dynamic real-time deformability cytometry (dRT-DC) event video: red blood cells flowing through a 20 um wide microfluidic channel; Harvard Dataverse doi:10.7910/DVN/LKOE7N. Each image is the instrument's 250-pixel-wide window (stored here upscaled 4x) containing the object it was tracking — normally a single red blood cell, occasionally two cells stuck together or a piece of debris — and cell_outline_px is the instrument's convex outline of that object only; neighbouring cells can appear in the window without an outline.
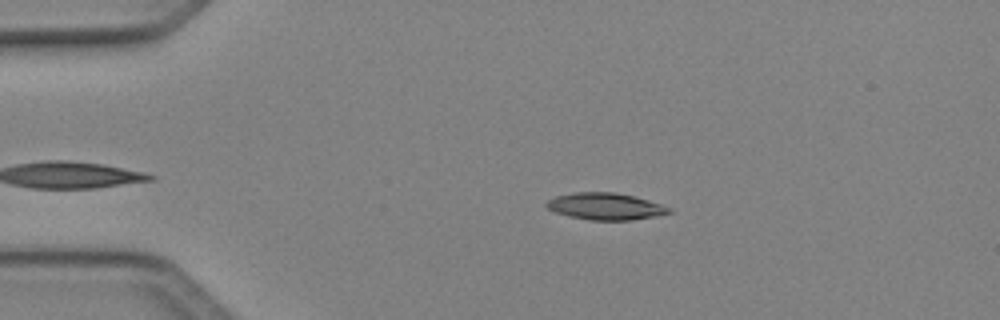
{"species": "Egyptian fruit bat (a non-hibernating species)", "species_latin": "Rousettus aegyptiacus", "temperature_condition": "cold", "stored_images_in_passage": 40, "camera_frame_rate_fps": 3000, "um_per_image_px": 0.085, "animal": {"sex": "female"}, "frame": {"image": 1, "passage_image": 6, "time_ms": 1.667, "image_size_px": [1000, 320], "cell_outline_px": [[672, 212], [656, 216], [632, 220], [588, 220], [568, 216], [556, 212], [548, 208], [544, 204], [548, 200], [556, 196], [576, 192], [612, 192], [632, 196], [648, 200], [672, 208]], "centroid_in_image_um": [51.46, 17.55], "position_along_channel_um": 33.5, "area_um2": 19.07}}
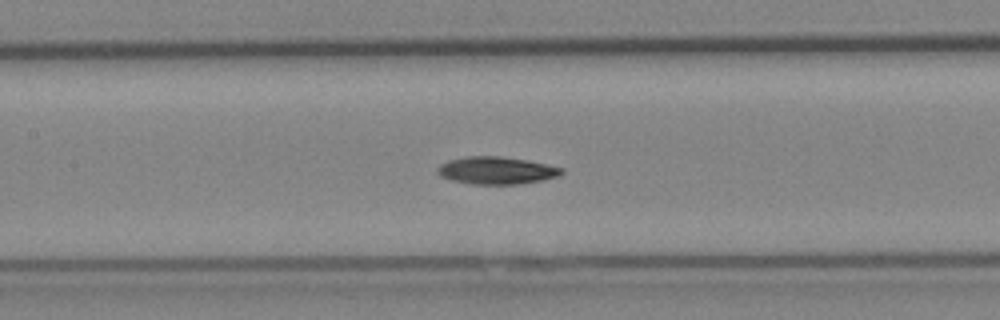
{"frame": {"image": 2, "passage_image": 19, "time_ms": 6.0, "image_size_px": [1000, 320], "cell_outline_px": [[564, 172], [556, 176], [544, 180], [516, 184], [472, 184], [452, 180], [440, 176], [436, 172], [436, 168], [440, 164], [448, 160], [468, 156], [500, 156], [528, 160], [564, 168]], "centroid_in_image_um": [42.18, 14.48], "position_along_channel_um": 165.2, "area_um2": 19.88}}
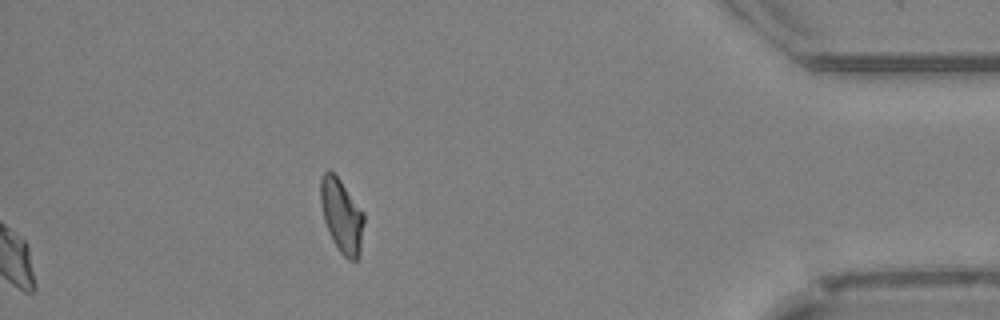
{"frame": {"image": 3, "passage_image": 40, "time_ms": 13.0, "image_size_px": [1000, 320], "cell_outline_px": [[364, 224], [360, 252], [356, 260], [348, 260], [340, 252], [332, 240], [328, 232], [324, 220], [320, 200], [320, 176], [328, 168], [340, 180], [364, 212]], "centroid_in_image_um": [29.03, 18.33], "position_along_channel_um": 406.2, "area_um2": 18.73}, "authors_computed_cell_mechanics": {"area_um2": 19.2474, "velocity_mm_per_s": 4.1025, "shape_relaxation_time_tau1_ms": 9.2019, "shape_relaxation_time_tau2_ms": null, "deformation_change_tau1": 0.2123, "deformation_change_tau2": null}}